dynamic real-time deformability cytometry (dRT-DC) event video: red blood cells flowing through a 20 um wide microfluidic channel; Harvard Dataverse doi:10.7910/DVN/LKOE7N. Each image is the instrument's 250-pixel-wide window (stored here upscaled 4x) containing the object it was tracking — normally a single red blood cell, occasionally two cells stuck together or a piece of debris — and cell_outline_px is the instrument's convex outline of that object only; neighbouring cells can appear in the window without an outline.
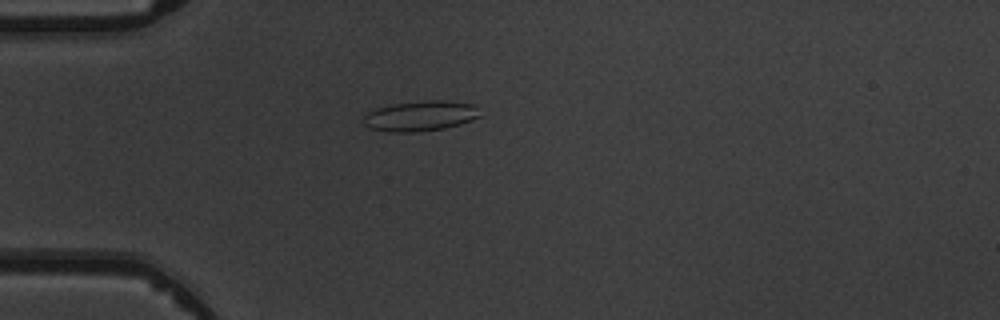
{"species": "common noctule bat (a hibernating species)", "species_latin": "Nyctalus noctula", "temperature_condition": "warm", "stored_images_in_passage": 3, "camera_frame_rate_fps": 3000, "um_per_image_px": 0.085, "animal": {"sex": "male", "body_mass_g": 19.5, "forearm_length_mm": 54.6}, "frame": {"image": 1, "passage_image": 1, "time_ms": 0.0, "image_size_px": [1000, 320], "cell_outline_px": [[480, 116], [472, 120], [460, 124], [444, 128], [412, 132], [388, 132], [368, 128], [364, 124], [364, 116], [368, 112], [376, 108], [392, 104], [424, 100], [444, 100], [472, 104], [476, 108]], "centroid_in_image_um": [35.69, 9.85], "position_along_channel_um": 49.3, "area_um2": 20.46}}